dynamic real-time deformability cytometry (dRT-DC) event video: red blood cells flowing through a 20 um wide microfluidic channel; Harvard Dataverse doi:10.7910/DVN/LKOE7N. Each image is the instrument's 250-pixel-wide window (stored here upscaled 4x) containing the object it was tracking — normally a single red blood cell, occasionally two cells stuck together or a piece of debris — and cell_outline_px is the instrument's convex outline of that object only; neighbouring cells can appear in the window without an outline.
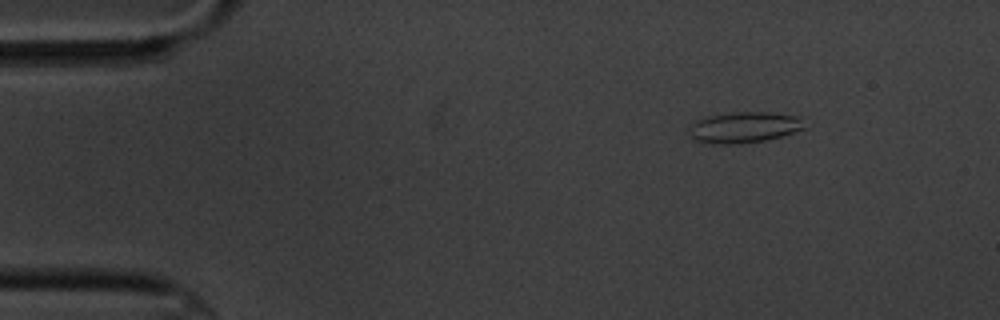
{"species": "common noctule bat (a hibernating species)", "species_latin": "Nyctalus noctula", "temperature_condition": "cold", "stored_images_in_passage": 6, "camera_frame_rate_fps": 3000, "um_per_image_px": 0.085, "animal": {"sex": "male", "body_mass_g": 20.1, "forearm_length_mm": 53.5}, "frame": {"image": 1, "passage_image": 3, "time_ms": 2.333, "image_size_px": [1000, 320], "cell_outline_px": [[808, 128], [768, 140], [736, 144], [712, 144], [696, 140], [688, 136], [688, 132], [692, 124], [696, 120], [708, 116], [732, 112], [768, 112], [796, 116]], "centroid_in_image_um": [63.23, 10.83], "position_along_channel_um": 21.8, "area_um2": 20.92}}
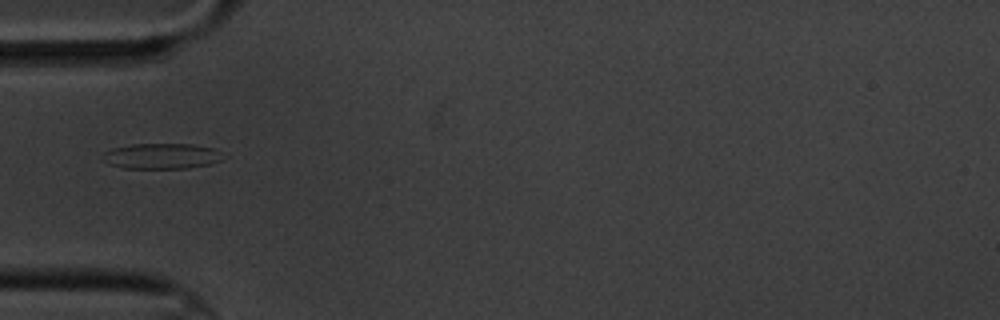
{"frame": {"image": 2, "passage_image": 6, "time_ms": 6.0, "image_size_px": [1000, 320], "cell_outline_px": [[220, 160], [212, 164], [188, 168], [120, 168], [108, 164], [100, 160], [100, 156], [104, 152], [112, 148], [132, 144], [192, 144], [212, 148]], "centroid_in_image_um": [13.57, 13.28], "position_along_channel_um": 71.4, "area_um2": 17.8}}